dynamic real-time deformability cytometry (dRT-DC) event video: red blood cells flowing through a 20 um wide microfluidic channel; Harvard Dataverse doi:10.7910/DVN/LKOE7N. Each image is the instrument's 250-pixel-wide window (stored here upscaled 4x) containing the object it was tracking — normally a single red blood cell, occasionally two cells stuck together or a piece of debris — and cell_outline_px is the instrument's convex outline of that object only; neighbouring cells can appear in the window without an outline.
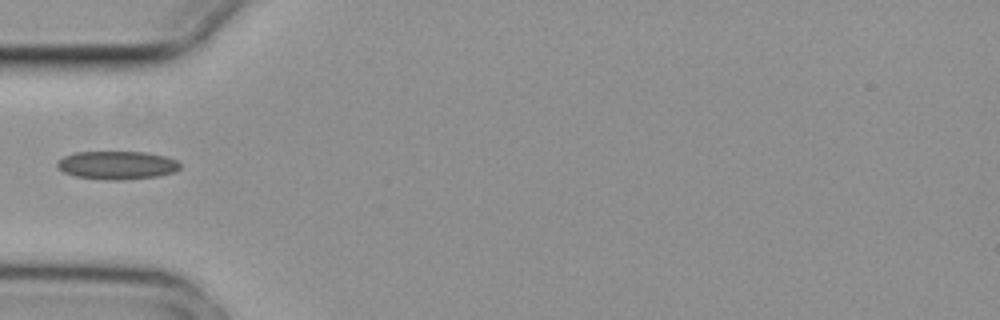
{"species": "common noctule bat (a hibernating species)", "species_latin": "Nyctalus noctula", "temperature_condition": "cold", "stored_images_in_passage": 4, "camera_frame_rate_fps": 3000, "um_per_image_px": 0.085, "animal": {"sex": "female", "body_mass_g": 29.2, "forearm_length_mm": 56.3}, "frame": {"image": 1, "passage_image": 4, "time_ms": 1.0, "image_size_px": [1000, 320], "cell_outline_px": [[180, 168], [176, 172], [156, 176], [124, 180], [108, 180], [76, 176], [64, 172], [56, 164], [56, 160], [64, 156], [76, 152], [148, 152], [164, 156], [176, 160], [180, 164]], "centroid_in_image_um": [9.96, 14.04], "position_along_channel_um": 75.0, "area_um2": 20.23}}